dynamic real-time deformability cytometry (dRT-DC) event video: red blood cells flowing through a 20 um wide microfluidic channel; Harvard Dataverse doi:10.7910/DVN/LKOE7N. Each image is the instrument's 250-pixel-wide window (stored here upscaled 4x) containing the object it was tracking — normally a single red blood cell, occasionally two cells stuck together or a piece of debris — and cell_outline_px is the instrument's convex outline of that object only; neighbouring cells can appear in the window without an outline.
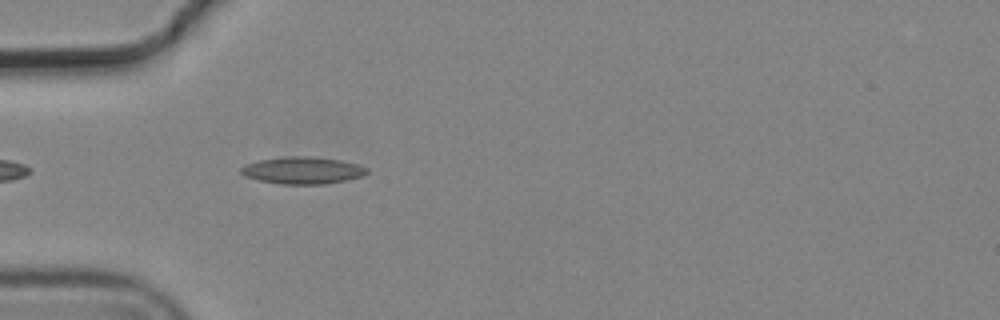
{"species": "common noctule bat (a hibernating species)", "species_latin": "Nyctalus noctula", "temperature_condition": "cold", "stored_images_in_passage": 4, "camera_frame_rate_fps": 3000, "um_per_image_px": 0.085, "animal": {"sex": "male", "body_mass_g": 19.2, "forearm_length_mm": 51.8}, "frame": {"image": 1, "passage_image": 4, "time_ms": 1.0, "image_size_px": [1000, 320], "cell_outline_px": [[368, 172], [360, 176], [344, 180], [324, 184], [280, 184], [260, 180], [244, 176], [240, 172], [240, 168], [244, 164], [260, 160], [284, 156], [312, 156], [340, 160], [356, 164], [368, 168]], "centroid_in_image_um": [25.67, 14.47], "position_along_channel_um": 59.3, "area_um2": 19.77}}